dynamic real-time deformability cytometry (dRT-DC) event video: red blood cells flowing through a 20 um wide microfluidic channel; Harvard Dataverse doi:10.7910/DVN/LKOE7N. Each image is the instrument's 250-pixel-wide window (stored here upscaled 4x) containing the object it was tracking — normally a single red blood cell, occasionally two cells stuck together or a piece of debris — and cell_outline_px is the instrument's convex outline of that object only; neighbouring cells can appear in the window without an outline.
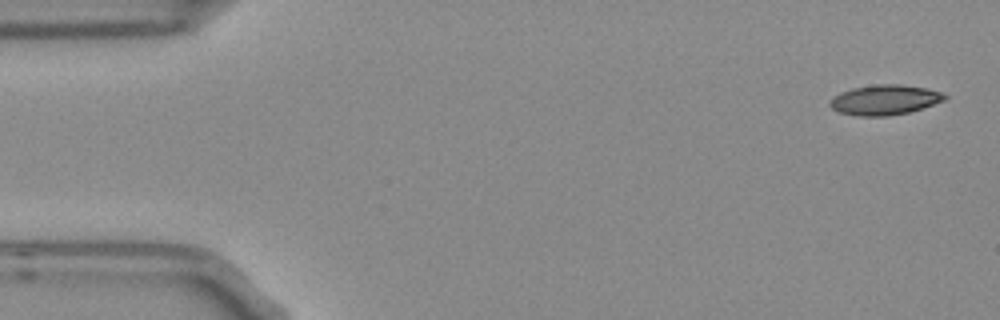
{"species": "Egyptian fruit bat (a non-hibernating species)", "species_latin": "Rousettus aegyptiacus", "temperature_condition": "room temperature", "stored_images_in_passage": 4, "camera_frame_rate_fps": 3000, "um_per_image_px": 0.085, "frame": {"image": 1, "passage_image": 1, "time_ms": 0.0, "image_size_px": [1000, 320], "cell_outline_px": [[948, 96], [944, 100], [908, 112], [884, 116], [860, 116], [840, 112], [832, 108], [828, 104], [840, 92], [852, 88], [876, 84], [900, 84], [924, 88], [940, 92]], "centroid_in_image_um": [75.18, 8.48], "position_along_channel_um": 9.8, "area_um2": 19.65}}
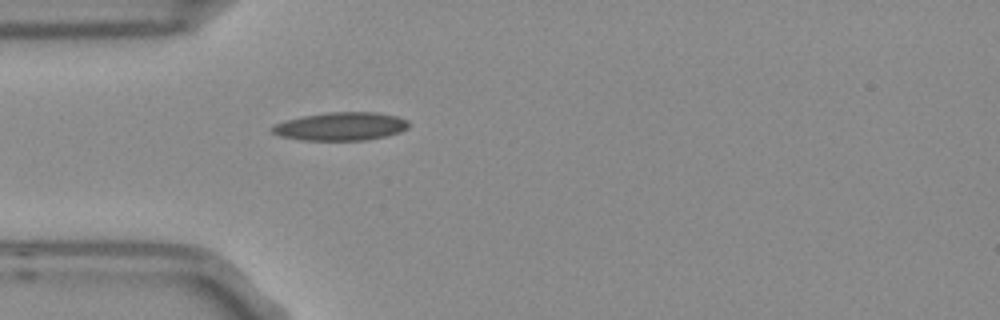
{"frame": {"image": 2, "passage_image": 4, "time_ms": 1.0, "image_size_px": [1000, 320], "cell_outline_px": [[408, 128], [400, 132], [384, 136], [364, 140], [300, 140], [280, 136], [272, 132], [268, 128], [272, 124], [284, 120], [304, 116], [328, 112], [376, 112], [396, 116], [408, 120]], "centroid_in_image_um": [28.91, 10.74], "position_along_channel_um": 56.1, "area_um2": 22.54}}